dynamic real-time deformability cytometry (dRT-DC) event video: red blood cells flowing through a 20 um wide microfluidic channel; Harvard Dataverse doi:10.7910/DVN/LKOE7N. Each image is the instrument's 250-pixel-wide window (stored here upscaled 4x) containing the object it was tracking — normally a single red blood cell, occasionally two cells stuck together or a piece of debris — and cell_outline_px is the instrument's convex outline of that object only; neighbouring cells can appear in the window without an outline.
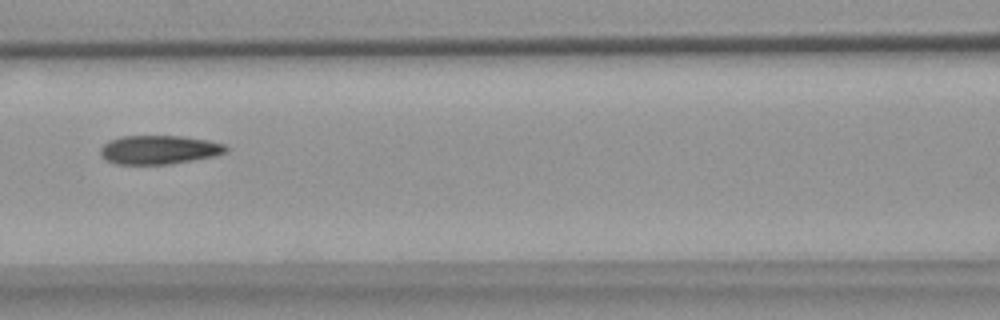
{"species": "common noctule bat (a hibernating species)", "species_latin": "Nyctalus noctula", "temperature_condition": "warm", "stored_images_in_passage": 8, "camera_frame_rate_fps": 3000, "um_per_image_px": 0.085, "animal": {"sex": "female", "body_mass_g": 18.4}, "frame": {"image": 1, "passage_image": 7, "time_ms": 7.0, "image_size_px": [1000, 320], "cell_outline_px": [[228, 152], [216, 156], [172, 164], [116, 164], [104, 160], [100, 156], [100, 148], [108, 140], [120, 136], [180, 136], [208, 140], [224, 144], [228, 148]], "centroid_in_image_um": [13.51, 12.73], "position_along_channel_um": 153.1, "area_um2": 21.39}}
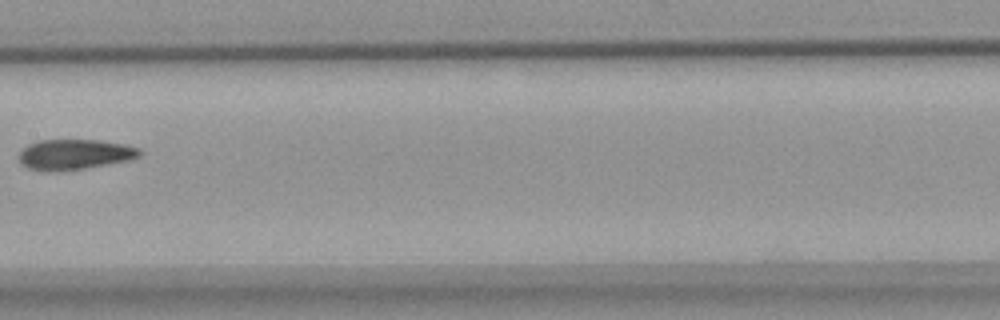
{"frame": {"image": 2, "passage_image": 8, "time_ms": 8.333, "image_size_px": [1000, 320], "cell_outline_px": [[140, 156], [128, 160], [84, 168], [48, 172], [28, 168], [20, 160], [20, 152], [28, 144], [36, 140], [100, 140], [124, 144], [140, 148]], "centroid_in_image_um": [6.34, 13.11], "position_along_channel_um": 201.1, "area_um2": 21.1}}